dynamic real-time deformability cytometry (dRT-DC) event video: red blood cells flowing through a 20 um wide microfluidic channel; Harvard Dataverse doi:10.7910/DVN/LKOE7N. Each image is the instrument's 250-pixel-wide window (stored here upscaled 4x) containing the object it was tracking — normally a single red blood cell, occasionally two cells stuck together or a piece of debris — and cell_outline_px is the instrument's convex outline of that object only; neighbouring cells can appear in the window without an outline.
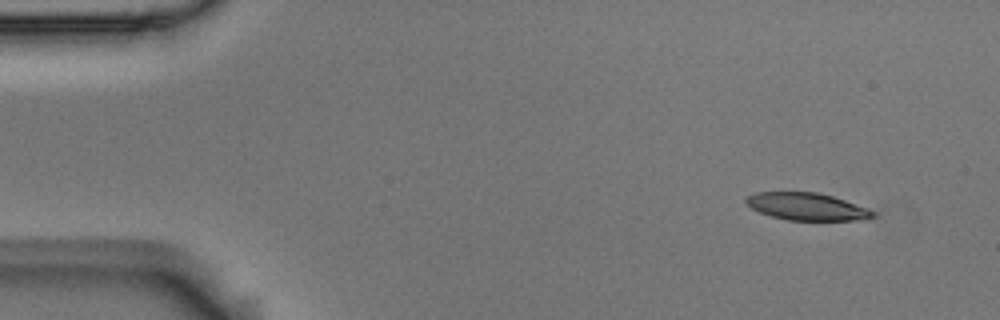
{"species": "Egyptian fruit bat (a non-hibernating species)", "species_latin": "Rousettus aegyptiacus", "temperature_condition": "room temperature", "stored_images_in_passage": 5, "camera_frame_rate_fps": 3000, "um_per_image_px": 0.085, "animal": {"sex": "male"}, "frame": {"image": 1, "passage_image": 1, "time_ms": 0.0, "image_size_px": [1000, 320], "cell_outline_px": [[876, 216], [864, 220], [788, 220], [772, 216], [760, 212], [752, 208], [744, 200], [748, 196], [756, 192], [816, 192], [832, 196], [868, 208], [876, 212]], "centroid_in_image_um": [68.62, 17.56], "position_along_channel_um": 16.4, "area_um2": 20.11}}